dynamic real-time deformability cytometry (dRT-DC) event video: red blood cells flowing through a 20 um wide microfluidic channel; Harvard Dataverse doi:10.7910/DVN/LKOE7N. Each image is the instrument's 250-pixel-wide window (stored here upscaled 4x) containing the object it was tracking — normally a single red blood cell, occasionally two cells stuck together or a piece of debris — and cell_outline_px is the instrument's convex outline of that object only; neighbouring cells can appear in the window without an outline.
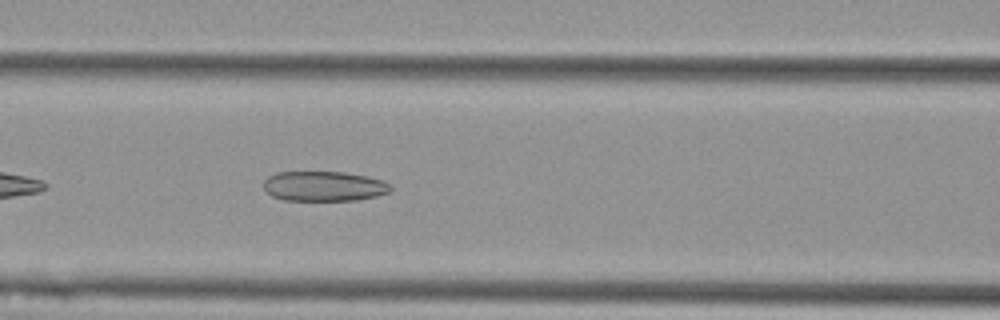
{"species": "Egyptian fruit bat (a non-hibernating species)", "species_latin": "Rousettus aegyptiacus", "temperature_condition": "cold", "stored_images_in_passage": 41, "camera_frame_rate_fps": 3000, "um_per_image_px": 0.085, "animal": {"sex": "female"}, "frame": {"image": 1, "passage_image": 9, "time_ms": 2.667, "image_size_px": [1000, 320], "cell_outline_px": [[392, 188], [388, 192], [376, 196], [356, 200], [284, 200], [272, 196], [264, 192], [264, 180], [268, 176], [276, 172], [344, 172], [364, 176], [380, 180], [388, 184]], "centroid_in_image_um": [27.46, 15.83], "position_along_channel_um": 139.1, "area_um2": 22.02}}
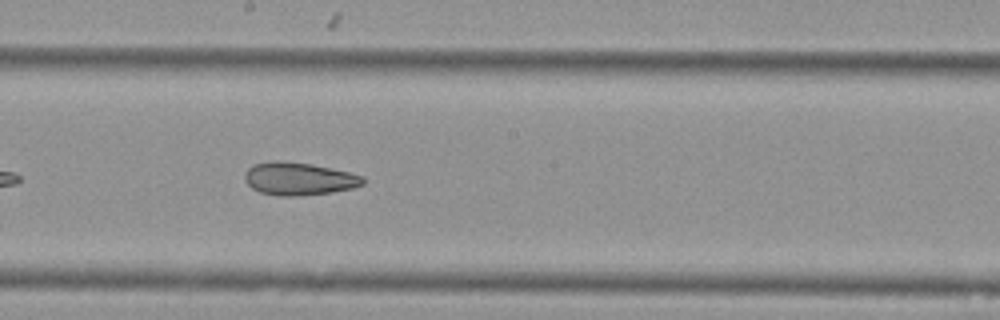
{"frame": {"image": 2, "passage_image": 16, "time_ms": 5.0, "image_size_px": [1000, 320], "cell_outline_px": [[364, 184], [352, 188], [332, 192], [296, 196], [276, 196], [260, 192], [252, 188], [244, 180], [244, 172], [252, 164], [276, 160], [284, 160], [312, 164], [348, 172], [364, 176]], "centroid_in_image_um": [25.36, 15.19], "position_along_channel_um": 222.8, "area_um2": 22.77}}
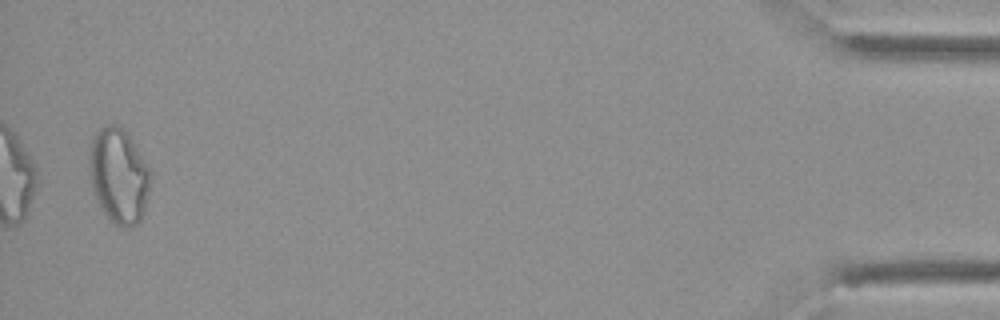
{"frame": {"image": 3, "passage_image": 40, "time_ms": 13.0, "image_size_px": [1000, 320], "cell_outline_px": [[152, 176], [144, 212], [140, 220], [136, 224], [128, 228], [120, 228], [104, 212], [92, 192], [88, 172], [88, 152], [92, 136], [100, 128], [108, 124], [120, 124], [124, 128], [148, 164], [152, 172]], "centroid_in_image_um": [10.08, 14.9], "position_along_channel_um": 425.1, "area_um2": 34.68}, "authors_computed_cell_mechanics": {"area_um2": 24.2182, "velocity_mm_per_s": 3.5985, "shape_relaxation_time_tau1_ms": null, "shape_relaxation_time_tau2_ms": 4.6919, "deformation_change_tau1": null, "deformation_change_tau2": 0.1313}}